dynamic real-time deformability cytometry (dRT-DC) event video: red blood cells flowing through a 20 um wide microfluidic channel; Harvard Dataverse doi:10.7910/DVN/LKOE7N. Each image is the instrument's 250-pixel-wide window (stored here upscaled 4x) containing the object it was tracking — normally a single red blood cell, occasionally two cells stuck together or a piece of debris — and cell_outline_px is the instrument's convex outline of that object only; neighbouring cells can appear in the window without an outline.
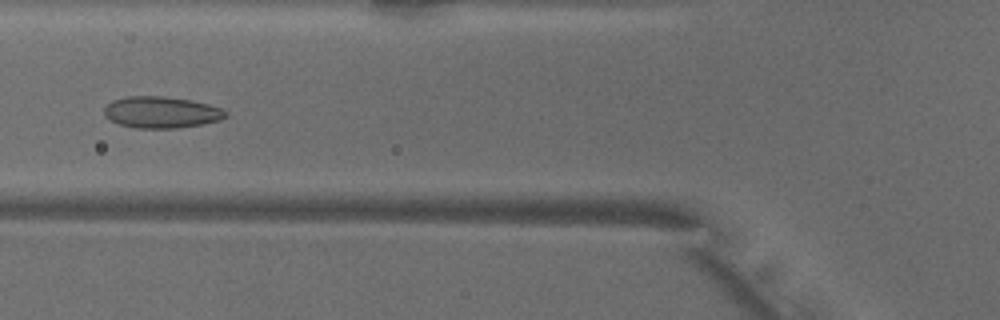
{"species": "common noctule bat (a hibernating species)", "species_latin": "Nyctalus noctula", "temperature_condition": "warm", "stored_images_in_passage": 38, "camera_frame_rate_fps": 3000, "um_per_image_px": 0.085, "animal": {"sex": "male", "body_mass_g": 18.8}, "frame": {"image": 1, "passage_image": 7, "time_ms": 2.0, "image_size_px": [1000, 320], "cell_outline_px": [[228, 116], [220, 120], [200, 124], [176, 128], [136, 128], [120, 124], [104, 116], [104, 108], [112, 100], [128, 96], [164, 96], [192, 100], [208, 104], [220, 108], [228, 112]], "centroid_in_image_um": [13.72, 9.53], "position_along_channel_um": 112.1, "area_um2": 22.25}}
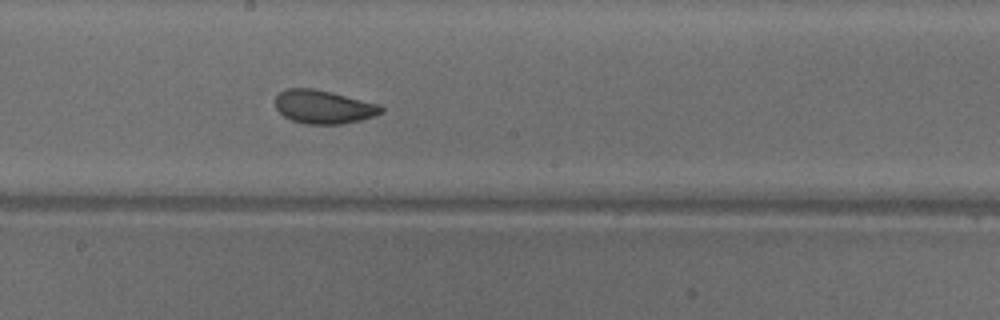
{"frame": {"image": 2, "passage_image": 15, "time_ms": 4.667, "image_size_px": [1000, 320], "cell_outline_px": [[384, 112], [376, 116], [360, 120], [340, 124], [308, 124], [292, 120], [284, 116], [276, 108], [276, 96], [280, 92], [288, 88], [312, 88], [332, 92], [380, 104], [384, 108]], "centroid_in_image_um": [27.54, 9.08], "position_along_channel_um": 220.7, "area_um2": 20.69}}
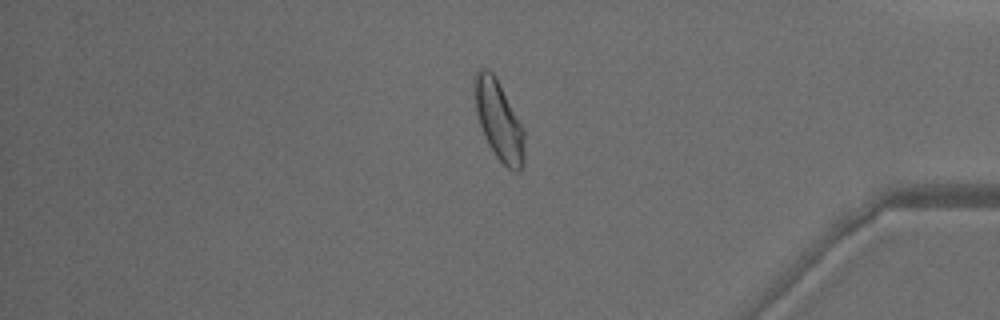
{"frame": {"image": 3, "passage_image": 30, "time_ms": 9.667, "image_size_px": [1000, 320], "cell_outline_px": [[524, 164], [520, 172], [512, 172], [496, 156], [488, 144], [484, 136], [476, 112], [476, 68], [488, 68], [496, 76], [524, 128]], "centroid_in_image_um": [42.44, 10.27], "position_along_channel_um": 392.8, "area_um2": 22.95}, "authors_computed_cell_mechanics": {"area_um2": 21.7906, "velocity_mm_per_s": 4.0673, "shape_relaxation_time_tau1_ms": 3.9938, "shape_relaxation_time_tau2_ms": 1.4059, "deformation_change_tau1": 0.1244, "deformation_change_tau2": 0.0645}}